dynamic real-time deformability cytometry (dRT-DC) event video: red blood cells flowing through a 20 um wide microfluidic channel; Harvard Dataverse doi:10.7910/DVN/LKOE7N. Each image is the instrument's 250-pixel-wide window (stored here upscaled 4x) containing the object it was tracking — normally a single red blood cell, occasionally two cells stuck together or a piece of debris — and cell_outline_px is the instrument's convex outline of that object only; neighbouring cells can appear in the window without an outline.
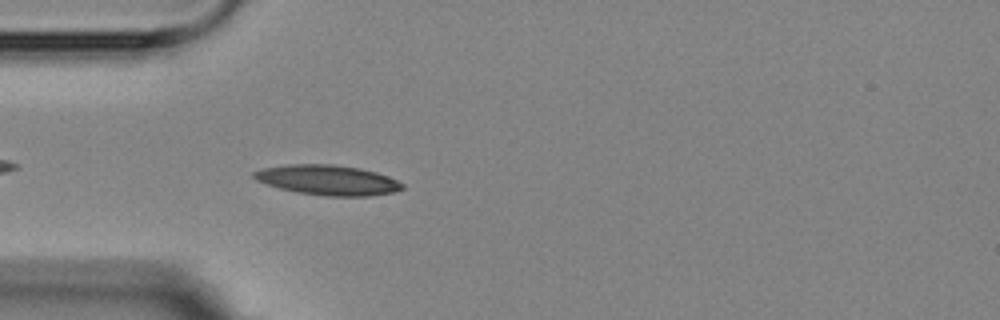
{"species": "Egyptian fruit bat (a non-hibernating species)", "species_latin": "Rousettus aegyptiacus", "temperature_condition": "room temperature", "stored_images_in_passage": 3, "camera_frame_rate_fps": 3000, "um_per_image_px": 0.085, "animal": {"sex": "female"}, "frame": {"image": 1, "passage_image": 3, "time_ms": 2.333, "image_size_px": [1000, 320], "cell_outline_px": [[404, 188], [392, 192], [368, 196], [324, 196], [296, 192], [280, 188], [256, 180], [252, 176], [252, 172], [264, 168], [288, 164], [332, 164], [360, 168], [376, 172], [388, 176], [404, 184]], "centroid_in_image_um": [27.85, 15.3], "position_along_channel_um": 57.1, "area_um2": 25.89}}